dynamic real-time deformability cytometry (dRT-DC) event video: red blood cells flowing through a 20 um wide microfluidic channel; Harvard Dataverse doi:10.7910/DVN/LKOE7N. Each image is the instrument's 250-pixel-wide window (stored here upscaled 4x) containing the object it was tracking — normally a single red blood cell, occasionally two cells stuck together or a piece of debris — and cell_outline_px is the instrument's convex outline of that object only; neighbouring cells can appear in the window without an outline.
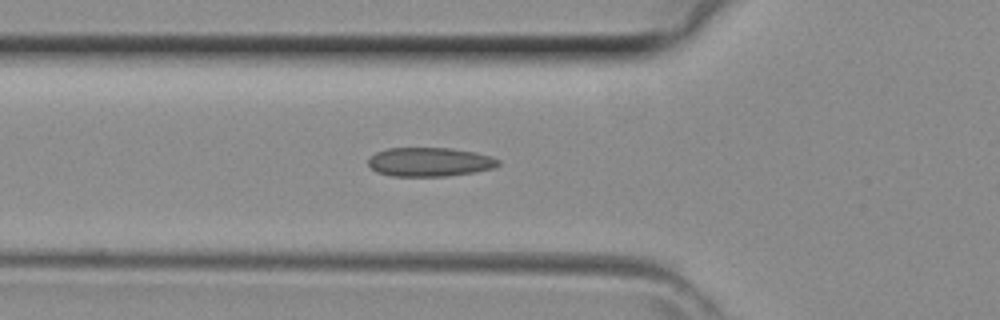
{"species": "common noctule bat (a hibernating species)", "species_latin": "Nyctalus noctula", "temperature_condition": "room temperature", "stored_images_in_passage": 35, "camera_frame_rate_fps": 3000, "um_per_image_px": 0.085, "animal": {"sex": "female", "body_mass_g": 29.2, "forearm_length_mm": 56.3}, "frame": {"image": 1, "passage_image": 12, "time_ms": 3.667, "image_size_px": [1000, 320], "cell_outline_px": [[500, 164], [496, 168], [476, 172], [444, 176], [392, 176], [376, 172], [368, 164], [368, 160], [376, 152], [388, 148], [452, 148], [476, 152], [492, 156], [500, 160]], "centroid_in_image_um": [36.57, 13.76], "position_along_channel_um": 89.2, "area_um2": 22.14}}
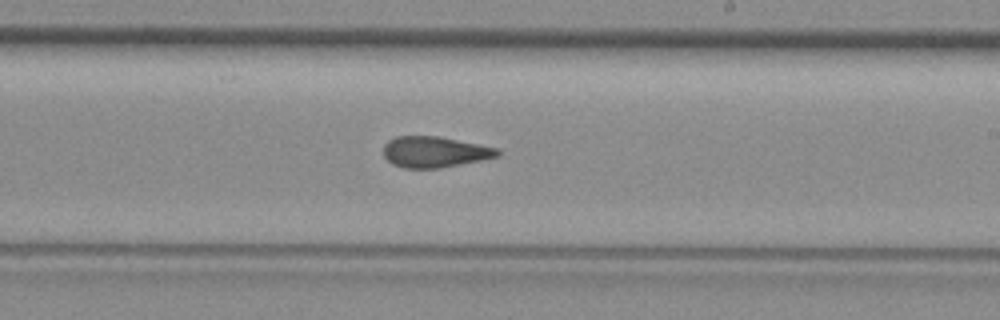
{"frame": {"image": 2, "passage_image": 22, "time_ms": 7.0, "image_size_px": [1000, 320], "cell_outline_px": [[500, 156], [440, 168], [404, 168], [392, 164], [384, 156], [384, 144], [388, 140], [396, 136], [440, 136], [496, 148], [500, 152]], "centroid_in_image_um": [36.91, 12.91], "position_along_channel_um": 252.1, "area_um2": 20.46}}
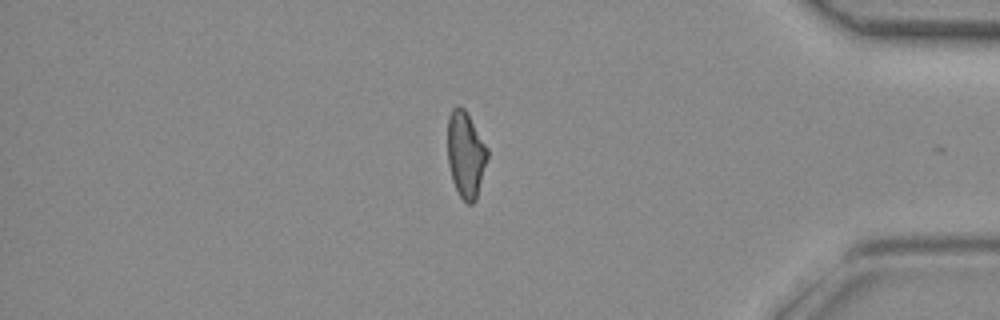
{"frame": {"image": 3, "passage_image": 33, "time_ms": 10.667, "image_size_px": [1000, 320], "cell_outline_px": [[488, 156], [476, 200], [472, 204], [468, 204], [460, 196], [452, 180], [448, 164], [448, 116], [452, 108], [456, 104], [460, 104], [464, 108], [488, 148]], "centroid_in_image_um": [39.58, 13.1], "position_along_channel_um": 395.6, "area_um2": 20.0}}